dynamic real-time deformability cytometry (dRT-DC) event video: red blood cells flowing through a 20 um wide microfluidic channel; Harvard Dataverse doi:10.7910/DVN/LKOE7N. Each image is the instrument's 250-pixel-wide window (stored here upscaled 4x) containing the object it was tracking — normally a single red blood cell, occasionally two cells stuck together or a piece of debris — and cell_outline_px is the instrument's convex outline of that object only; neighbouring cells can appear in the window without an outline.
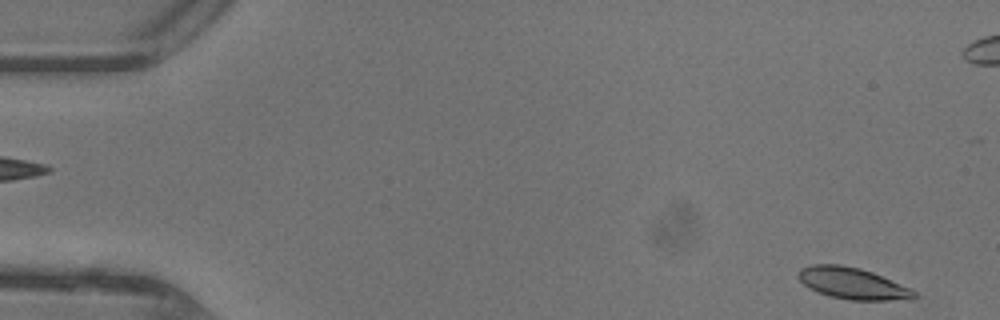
{"species": "common noctule bat (a hibernating species)", "species_latin": "Nyctalus noctula", "temperature_condition": "warm", "stored_images_in_passage": 46, "camera_frame_rate_fps": 3000, "um_per_image_px": 0.085, "animal": {"sex": "female"}, "frame": {"image": 1, "passage_image": 1, "time_ms": 0.0, "image_size_px": [1000, 320], "cell_outline_px": [[916, 296], [912, 300], [848, 300], [828, 296], [808, 288], [796, 276], [796, 272], [800, 268], [812, 264], [840, 264], [860, 268], [872, 272], [908, 288], [916, 292]], "centroid_in_image_um": [72.4, 24.09], "position_along_channel_um": 12.6, "area_um2": 21.33}}
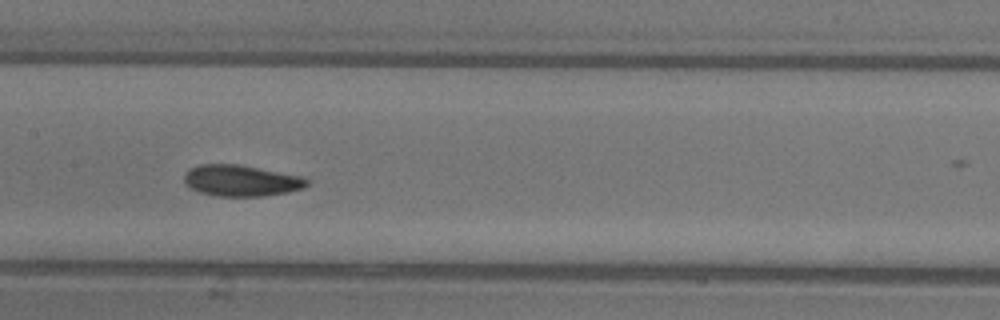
{"frame": {"image": 2, "passage_image": 22, "time_ms": 7.0, "image_size_px": [1000, 320], "cell_outline_px": [[308, 184], [304, 188], [288, 192], [264, 196], [216, 196], [200, 192], [188, 188], [184, 180], [184, 176], [192, 168], [200, 164], [236, 164], [304, 176], [308, 180]], "centroid_in_image_um": [20.52, 15.36], "position_along_channel_um": 186.9, "area_um2": 22.31}}
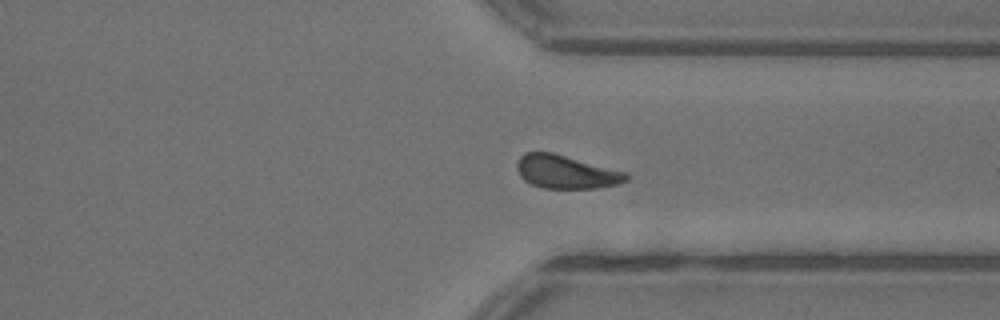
{"frame": {"image": 3, "passage_image": 34, "time_ms": 11.0, "image_size_px": [1000, 320], "cell_outline_px": [[632, 176], [628, 180], [620, 184], [596, 188], [544, 188], [532, 184], [524, 180], [520, 176], [516, 168], [516, 164], [520, 156], [524, 152], [552, 152], [628, 172]], "centroid_in_image_um": [48.16, 14.61], "position_along_channel_um": 363.2, "area_um2": 21.5}, "authors_computed_cell_mechanics": {"area_um2": 21.4727, "velocity_mm_per_s": 4.422, "shape_relaxation_time_tau1_ms": 2.9637, "shape_relaxation_time_tau2_ms": 2.7869, "deformation_change_tau1": 0.1099, "deformation_change_tau2": 0.0735}}